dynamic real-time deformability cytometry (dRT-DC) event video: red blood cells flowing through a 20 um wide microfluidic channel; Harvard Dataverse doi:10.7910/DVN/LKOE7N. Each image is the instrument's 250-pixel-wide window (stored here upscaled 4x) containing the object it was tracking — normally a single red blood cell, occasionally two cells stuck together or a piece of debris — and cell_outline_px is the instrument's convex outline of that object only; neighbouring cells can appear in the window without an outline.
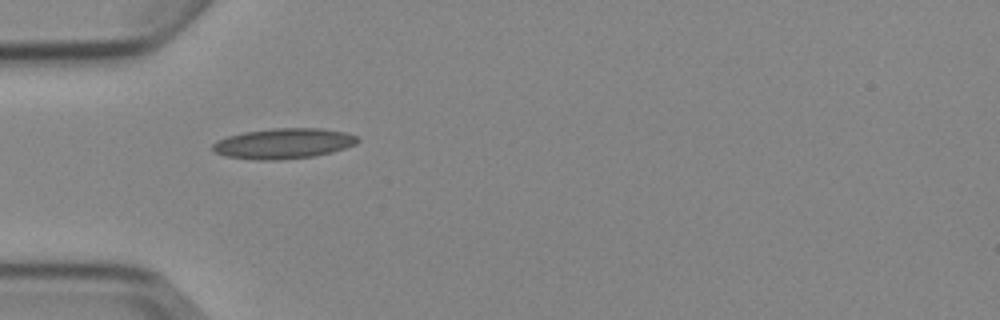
{"species": "Egyptian fruit bat (a non-hibernating species)", "species_latin": "Rousettus aegyptiacus", "temperature_condition": "cold", "stored_images_in_passage": 2, "camera_frame_rate_fps": 3000, "um_per_image_px": 0.085, "animal": {"sex": "female"}, "frame": {"image": 1, "passage_image": 1, "time_ms": 0.0, "image_size_px": [1000, 320], "cell_outline_px": [[360, 140], [356, 144], [332, 152], [312, 156], [280, 160], [256, 160], [224, 156], [216, 152], [212, 148], [212, 144], [216, 140], [228, 136], [244, 132], [272, 128], [320, 128], [344, 132], [356, 136]], "centroid_in_image_um": [24.08, 12.2], "position_along_channel_um": 60.9, "area_um2": 25.66}}
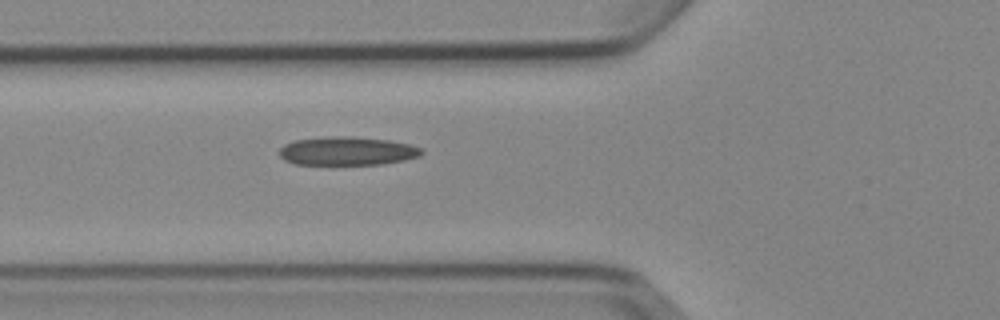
{"frame": {"image": 2, "passage_image": 2, "time_ms": 1.0, "image_size_px": [1000, 320], "cell_outline_px": [[424, 152], [420, 156], [404, 160], [380, 164], [332, 168], [296, 164], [284, 160], [280, 156], [280, 148], [284, 144], [296, 140], [336, 136], [352, 136], [388, 140], [408, 144], [420, 148]], "centroid_in_image_um": [29.46, 12.9], "position_along_channel_um": 96.3, "area_um2": 24.62}}